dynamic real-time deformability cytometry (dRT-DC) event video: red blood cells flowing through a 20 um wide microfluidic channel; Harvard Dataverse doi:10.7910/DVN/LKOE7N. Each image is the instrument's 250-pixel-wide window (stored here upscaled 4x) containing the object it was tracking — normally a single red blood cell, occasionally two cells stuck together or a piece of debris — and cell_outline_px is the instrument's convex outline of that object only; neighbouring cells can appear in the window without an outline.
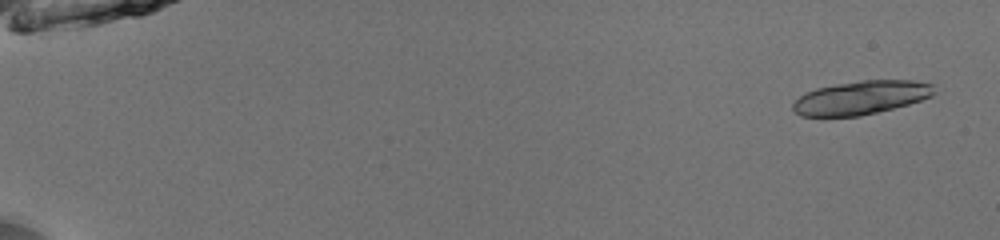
{"species": "common noctule bat (a hibernating species)", "species_latin": "Nyctalus noctula", "temperature_condition": "room temperature", "stored_images_in_passage": 34, "segment_of_instrument_passage": [1, 2], "camera_frame_rate_fps": 3000, "um_per_image_px": 0.085, "animal": {"sex": "male", "body_mass_g": 13.0, "forearm_length_mm": 53.1}, "frame": {"image": 1, "passage_image": 3, "time_ms": 0.667, "image_size_px": [1000, 240], "cell_outline_px": [[936, 92], [932, 96], [908, 104], [860, 116], [800, 116], [792, 108], [792, 104], [800, 96], [816, 88], [836, 84], [860, 80], [912, 80], [932, 84]], "centroid_in_image_um": [73.19, 8.29], "position_along_channel_um": 11.8, "area_um2": 27.46}}